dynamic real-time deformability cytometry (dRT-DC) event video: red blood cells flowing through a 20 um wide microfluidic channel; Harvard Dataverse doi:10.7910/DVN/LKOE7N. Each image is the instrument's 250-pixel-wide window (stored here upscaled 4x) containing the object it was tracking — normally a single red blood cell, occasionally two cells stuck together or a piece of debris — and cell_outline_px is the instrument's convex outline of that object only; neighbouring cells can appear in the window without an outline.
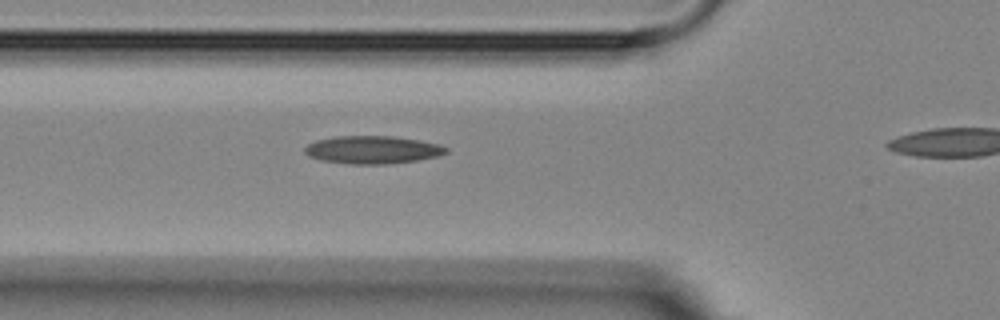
{"species": "Egyptian fruit bat (a non-hibernating species)", "species_latin": "Rousettus aegyptiacus", "temperature_condition": "room temperature", "stored_images_in_passage": 4, "camera_frame_rate_fps": 3000, "um_per_image_px": 0.085, "animal": {"sex": "female"}, "frame": {"image": 1, "passage_image": 3, "time_ms": 2.0, "image_size_px": [1000, 320], "cell_outline_px": [[448, 152], [440, 156], [416, 160], [388, 164], [348, 164], [320, 160], [308, 156], [304, 152], [304, 148], [308, 144], [316, 140], [332, 136], [392, 136], [440, 144], [448, 148]], "centroid_in_image_um": [31.64, 12.73], "position_along_channel_um": 94.2, "area_um2": 23.06}}